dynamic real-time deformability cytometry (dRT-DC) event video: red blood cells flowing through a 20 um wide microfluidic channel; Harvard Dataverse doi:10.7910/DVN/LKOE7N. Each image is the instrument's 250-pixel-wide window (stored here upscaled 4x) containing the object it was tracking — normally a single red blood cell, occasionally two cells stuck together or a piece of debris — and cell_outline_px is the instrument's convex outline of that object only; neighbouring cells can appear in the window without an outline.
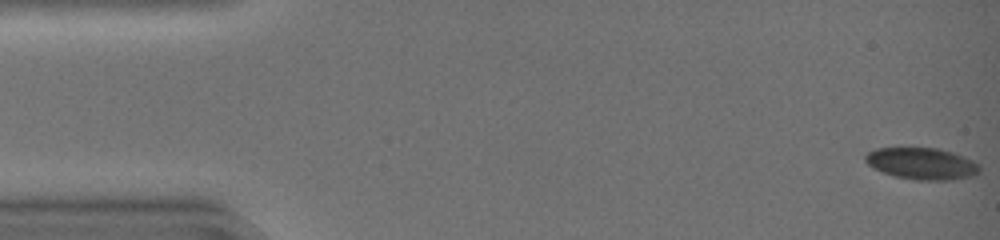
{"species": "common noctule bat (a hibernating species)", "species_latin": "Nyctalus noctula", "temperature_condition": "warm", "stored_images_in_passage": 29, "camera_frame_rate_fps": 3000, "um_per_image_px": 0.085, "animal": {"sex": "female", "body_mass_g": 19.0, "forearm_length_mm": 51.5}, "frame": {"image": 1, "passage_image": 1, "time_ms": 0.0, "image_size_px": [1000, 240], "cell_outline_px": [[980, 172], [972, 176], [952, 180], [916, 180], [896, 176], [872, 168], [864, 160], [864, 156], [868, 152], [876, 148], [936, 148], [952, 152], [964, 156], [980, 164]], "centroid_in_image_um": [78.37, 13.9], "position_along_channel_um": 6.6, "area_um2": 21.15}}
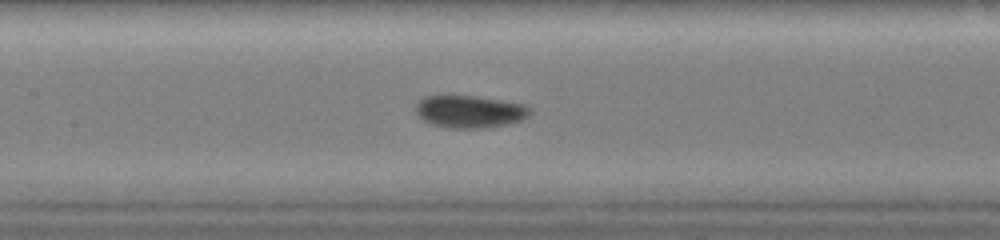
{"frame": {"image": 2, "passage_image": 22, "time_ms": 7.0, "image_size_px": [1000, 240], "cell_outline_px": [[532, 112], [528, 116], [520, 120], [508, 124], [484, 128], [448, 128], [432, 124], [424, 120], [416, 112], [416, 104], [424, 96], [476, 96], [504, 100], [524, 104], [532, 108]], "centroid_in_image_um": [39.97, 9.48], "position_along_channel_um": 167.4, "area_um2": 21.62}}
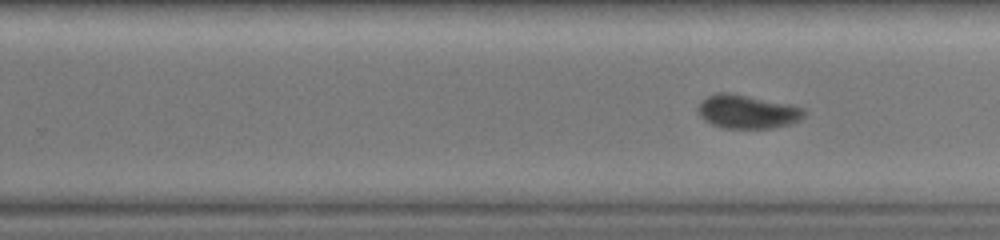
{"frame": {"image": 3, "passage_image": 29, "time_ms": 9.333, "image_size_px": [1000, 240], "cell_outline_px": [[808, 112], [800, 120], [792, 124], [772, 128], [724, 128], [712, 124], [704, 120], [700, 116], [700, 100], [716, 92], [728, 92], [792, 104], [804, 108]], "centroid_in_image_um": [63.58, 9.49], "position_along_channel_um": 266.2, "area_um2": 20.98}}